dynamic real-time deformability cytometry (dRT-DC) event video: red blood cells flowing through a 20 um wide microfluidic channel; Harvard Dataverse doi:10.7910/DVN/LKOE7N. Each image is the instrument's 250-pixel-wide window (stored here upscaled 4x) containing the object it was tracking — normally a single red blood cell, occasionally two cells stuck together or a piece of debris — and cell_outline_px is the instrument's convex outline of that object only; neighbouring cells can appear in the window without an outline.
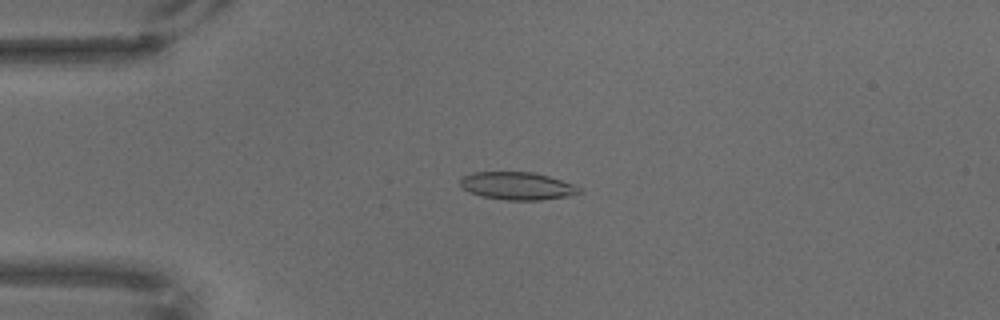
{"species": "common noctule bat (a hibernating species)", "species_latin": "Nyctalus noctula", "temperature_condition": "warm", "stored_images_in_passage": 69, "camera_frame_rate_fps": 3000, "um_per_image_px": 0.085, "animal": {"sex": "male", "body_mass_g": 18.8}, "frame": {"image": 1, "passage_image": 17, "time_ms": 5.333, "image_size_px": [1000, 320], "cell_outline_px": [[584, 192], [568, 196], [540, 200], [504, 200], [480, 196], [468, 192], [460, 184], [460, 180], [464, 176], [472, 172], [532, 172], [548, 176], [572, 184], [580, 188]], "centroid_in_image_um": [43.95, 15.81], "position_along_channel_um": 41.0, "area_um2": 19.19}}
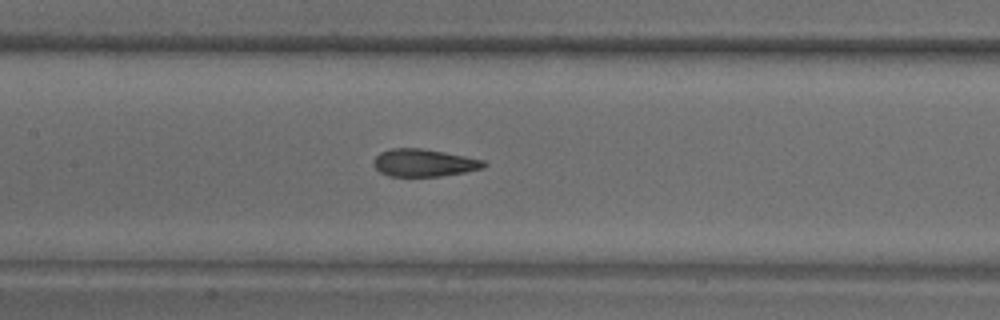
{"frame": {"image": 2, "passage_image": 33, "time_ms": 10.667, "image_size_px": [1000, 320], "cell_outline_px": [[488, 164], [484, 168], [464, 172], [440, 176], [388, 176], [380, 172], [372, 164], [372, 160], [380, 152], [392, 148], [420, 148], [444, 152], [484, 160]], "centroid_in_image_um": [36.01, 13.84], "position_along_channel_um": 171.4, "area_um2": 17.69}}
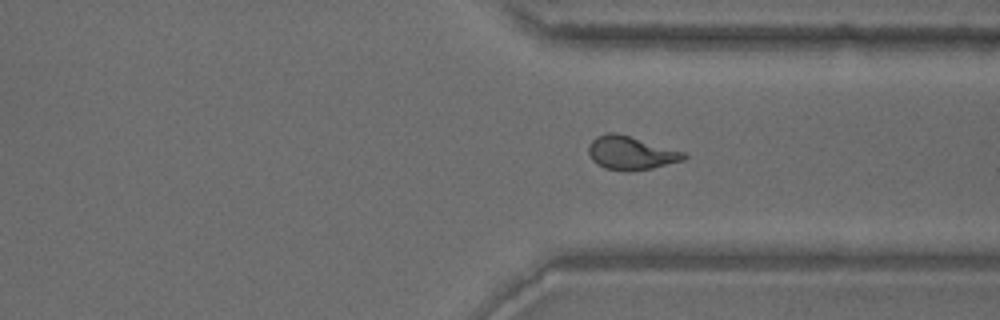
{"frame": {"image": 3, "passage_image": 52, "time_ms": 17.0, "image_size_px": [1000, 320], "cell_outline_px": [[688, 156], [684, 160], [652, 168], [628, 172], [604, 168], [596, 164], [592, 160], [588, 152], [588, 144], [596, 136], [608, 132], [616, 132], [684, 152]], "centroid_in_image_um": [53.59, 13.01], "position_along_channel_um": 357.8, "area_um2": 18.67}}